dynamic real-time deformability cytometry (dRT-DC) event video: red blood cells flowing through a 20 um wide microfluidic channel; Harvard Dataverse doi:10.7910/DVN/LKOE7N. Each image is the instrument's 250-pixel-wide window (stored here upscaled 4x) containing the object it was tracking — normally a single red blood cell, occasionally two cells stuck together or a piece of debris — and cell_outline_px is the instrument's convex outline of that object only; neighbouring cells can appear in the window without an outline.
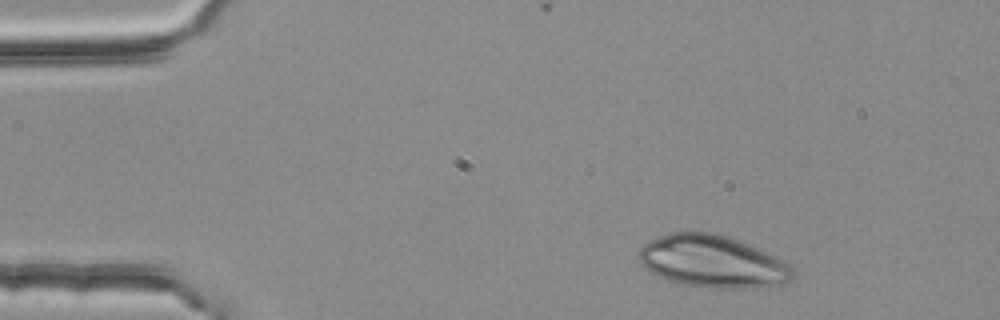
{"species": "common noctule bat (a hibernating species)", "species_latin": "Nyctalus noctula", "temperature_condition": "room temperature", "stored_images_in_passage": 2, "camera_frame_rate_fps": 3000, "um_per_image_px": 0.085, "animal": {"sex": "female", "body_mass_g": 25.1}, "frame": {"image": 1, "passage_image": 1, "time_ms": 0.0, "image_size_px": [1000, 320], "cell_outline_px": [[792, 280], [752, 288], [708, 288], [680, 284], [668, 280], [644, 268], [640, 264], [636, 256], [640, 248], [648, 240], [668, 232], [712, 232], [728, 236], [772, 256], [788, 264], [792, 268]], "centroid_in_image_um": [60.44, 22.22], "position_along_channel_um": 24.6, "area_um2": 46.41}}